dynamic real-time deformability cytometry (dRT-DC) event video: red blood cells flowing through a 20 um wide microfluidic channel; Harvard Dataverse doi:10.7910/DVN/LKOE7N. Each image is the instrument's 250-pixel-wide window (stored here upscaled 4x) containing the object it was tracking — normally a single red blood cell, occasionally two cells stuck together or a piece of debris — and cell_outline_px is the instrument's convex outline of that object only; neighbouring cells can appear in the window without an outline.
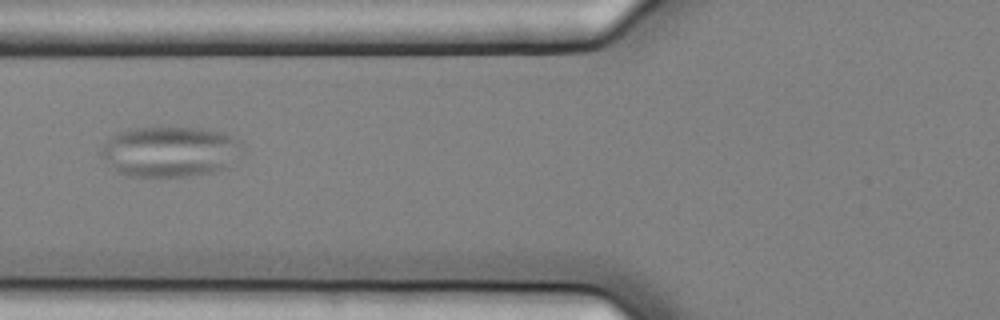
{"species": "common noctule bat (a hibernating species)", "species_latin": "Nyctalus noctula", "temperature_condition": "cold", "stored_images_in_passage": 28, "camera_frame_rate_fps": 3000, "um_per_image_px": 0.085, "animal": {"sex": "female", "body_mass_g": 25.1}, "frame": {"image": 1, "passage_image": 8, "time_ms": 2.333, "image_size_px": [1000, 320], "cell_outline_px": [[244, 152], [228, 168], [212, 172], [188, 176], [128, 176], [116, 172], [108, 168], [100, 152], [104, 144], [116, 132], [128, 128], [200, 128], [220, 132], [232, 136], [240, 140]], "centroid_in_image_um": [14.45, 12.9], "position_along_channel_um": 111.3, "area_um2": 42.08}}